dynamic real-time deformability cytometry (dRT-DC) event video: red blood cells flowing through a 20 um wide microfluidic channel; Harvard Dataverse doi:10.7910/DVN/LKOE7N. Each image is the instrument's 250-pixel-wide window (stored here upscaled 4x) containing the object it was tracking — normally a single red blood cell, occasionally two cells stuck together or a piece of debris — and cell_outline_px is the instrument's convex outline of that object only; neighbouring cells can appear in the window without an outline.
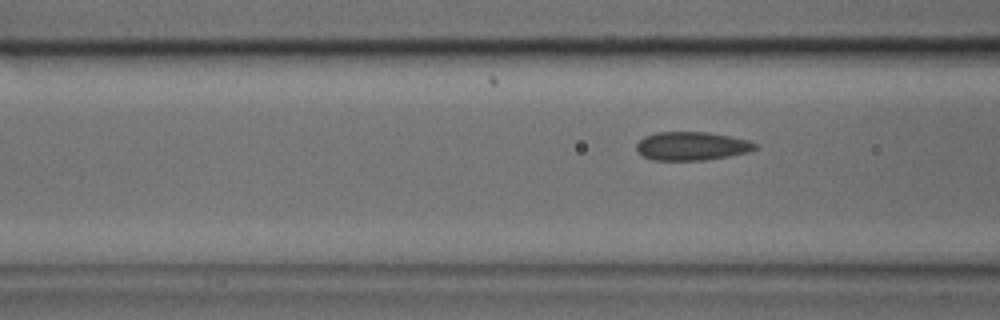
{"species": "common noctule bat (a hibernating species)", "species_latin": "Nyctalus noctula", "temperature_condition": "cold", "stored_images_in_passage": 6, "camera_frame_rate_fps": 3000, "um_per_image_px": 0.085, "animal": {"sex": "male", "body_mass_g": 17.9, "forearm_length_mm": 54.2}, "frame": {"image": 1, "passage_image": 6, "time_ms": 1.667, "image_size_px": [1000, 320], "cell_outline_px": [[760, 148], [748, 152], [728, 156], [704, 160], [652, 160], [636, 152], [636, 144], [644, 136], [656, 132], [708, 132], [732, 136], [748, 140], [760, 144]], "centroid_in_image_um": [58.83, 12.41], "position_along_channel_um": 107.8, "area_um2": 20.0}}